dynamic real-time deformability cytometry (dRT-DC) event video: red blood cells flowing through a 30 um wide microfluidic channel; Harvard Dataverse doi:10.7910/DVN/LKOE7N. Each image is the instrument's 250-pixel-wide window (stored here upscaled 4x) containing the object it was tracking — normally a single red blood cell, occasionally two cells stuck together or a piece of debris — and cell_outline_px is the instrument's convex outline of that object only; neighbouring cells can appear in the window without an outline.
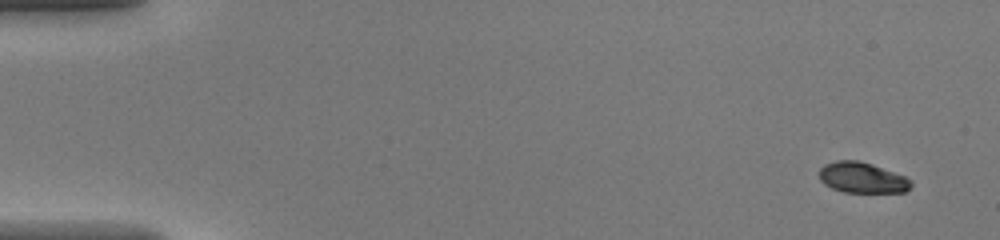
{"species": "common noctule bat (a hibernating species)", "species_latin": "Nyctalus noctula", "temperature_condition": "warm", "stored_images_in_passage": 45, "camera_frame_rate_fps": 3000, "um_per_image_px": 0.085, "animal": {"sex": "female", "body_mass_g": 20.0, "forearm_length_mm": 54.0}, "frame": {"image": 1, "passage_image": 1, "time_ms": 0.0, "image_size_px": [1000, 240], "cell_outline_px": [[912, 184], [904, 192], [844, 192], [832, 188], [824, 184], [820, 180], [820, 168], [824, 164], [836, 160], [860, 160], [872, 164], [904, 176], [912, 180]], "centroid_in_image_um": [73.26, 15.09], "position_along_channel_um": 11.7, "area_um2": 16.36}}
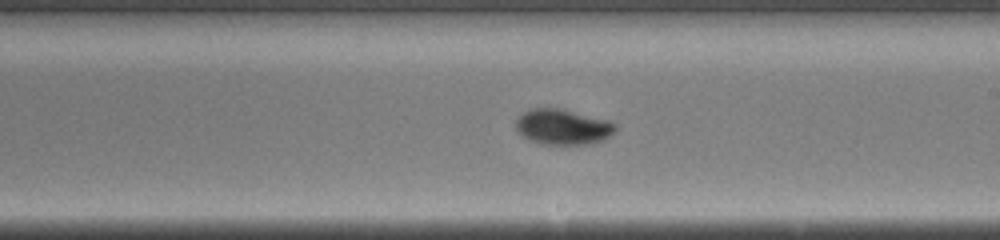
{"frame": {"image": 2, "passage_image": 26, "time_ms": 8.333, "image_size_px": [1000, 240], "cell_outline_px": [[616, 128], [604, 140], [592, 144], [540, 144], [528, 140], [516, 128], [516, 120], [524, 112], [532, 108], [560, 108], [608, 120], [616, 124]], "centroid_in_image_um": [47.84, 10.79], "position_along_channel_um": 241.2, "area_um2": 20.46}}
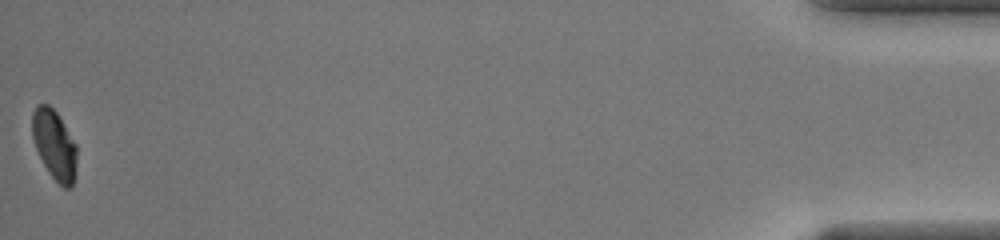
{"frame": {"image": 3, "passage_image": 45, "time_ms": 14.667, "image_size_px": [1000, 240], "cell_outline_px": [[76, 172], [72, 184], [68, 188], [64, 188], [48, 172], [36, 148], [32, 136], [32, 112], [36, 104], [48, 104], [56, 112], [76, 144]], "centroid_in_image_um": [4.61, 12.29], "position_along_channel_um": 430.6, "area_um2": 17.86}}